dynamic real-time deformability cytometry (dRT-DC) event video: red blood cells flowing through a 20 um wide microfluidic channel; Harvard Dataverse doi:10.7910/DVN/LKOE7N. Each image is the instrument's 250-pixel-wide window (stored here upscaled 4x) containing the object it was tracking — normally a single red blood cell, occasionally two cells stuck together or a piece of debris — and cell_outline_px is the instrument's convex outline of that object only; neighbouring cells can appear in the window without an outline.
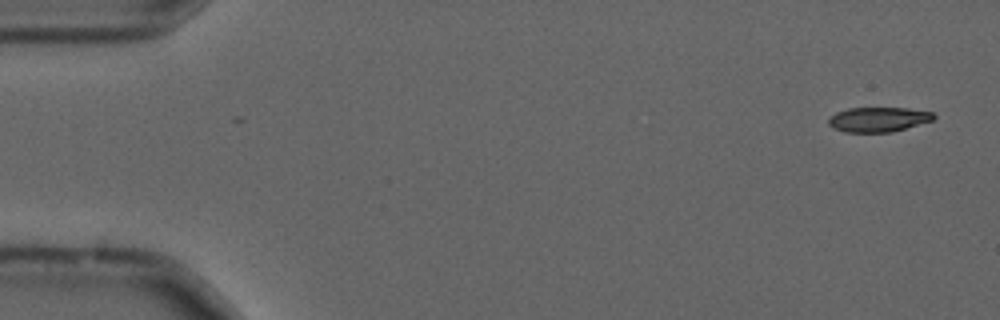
{"species": "common noctule bat (a hibernating species)", "species_latin": "Nyctalus noctula", "temperature_condition": "cold", "stored_images_in_passage": 51, "camera_frame_rate_fps": 3000, "um_per_image_px": 0.085, "animal": {"sex": "male", "forearm_length_mm": 52.5}, "frame": {"image": 1, "passage_image": 1, "time_ms": 0.0, "image_size_px": [1000, 320], "cell_outline_px": [[936, 116], [932, 120], [892, 132], [844, 132], [832, 128], [828, 124], [828, 120], [836, 112], [848, 108], [908, 108], [932, 112]], "centroid_in_image_um": [74.63, 10.15], "position_along_channel_um": 10.4, "area_um2": 15.09}}
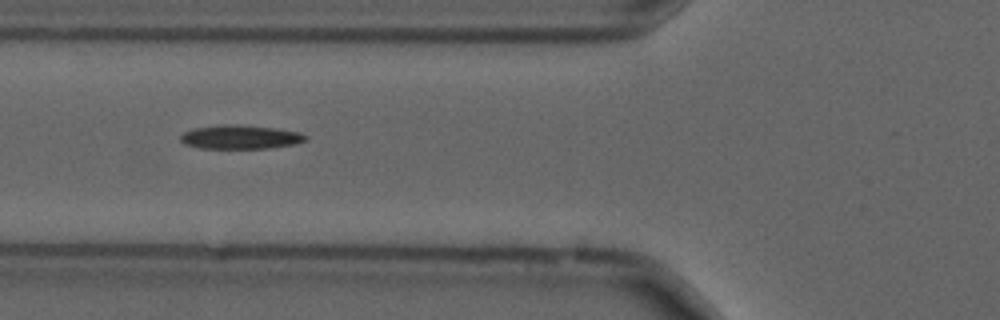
{"frame": {"image": 2, "passage_image": 19, "time_ms": 6.0, "image_size_px": [1000, 320], "cell_outline_px": [[308, 140], [296, 144], [268, 148], [200, 148], [184, 144], [180, 140], [180, 136], [184, 132], [192, 128], [220, 124], [232, 124], [276, 128], [300, 132], [308, 136]], "centroid_in_image_um": [20.44, 11.64], "position_along_channel_um": 105.4, "area_um2": 17.57}}
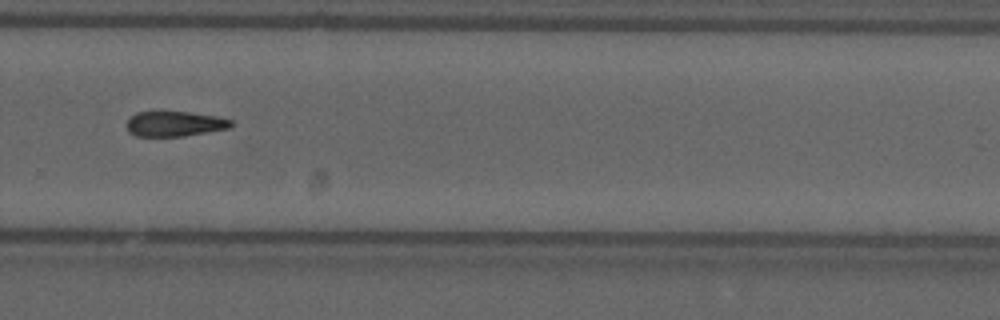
{"frame": {"image": 3, "passage_image": 36, "time_ms": 11.667, "image_size_px": [1000, 320], "cell_outline_px": [[236, 124], [228, 128], [184, 136], [136, 136], [128, 132], [124, 124], [136, 112], [188, 112], [216, 116], [232, 120]], "centroid_in_image_um": [14.83, 10.53], "position_along_channel_um": 315.0, "area_um2": 15.32}}